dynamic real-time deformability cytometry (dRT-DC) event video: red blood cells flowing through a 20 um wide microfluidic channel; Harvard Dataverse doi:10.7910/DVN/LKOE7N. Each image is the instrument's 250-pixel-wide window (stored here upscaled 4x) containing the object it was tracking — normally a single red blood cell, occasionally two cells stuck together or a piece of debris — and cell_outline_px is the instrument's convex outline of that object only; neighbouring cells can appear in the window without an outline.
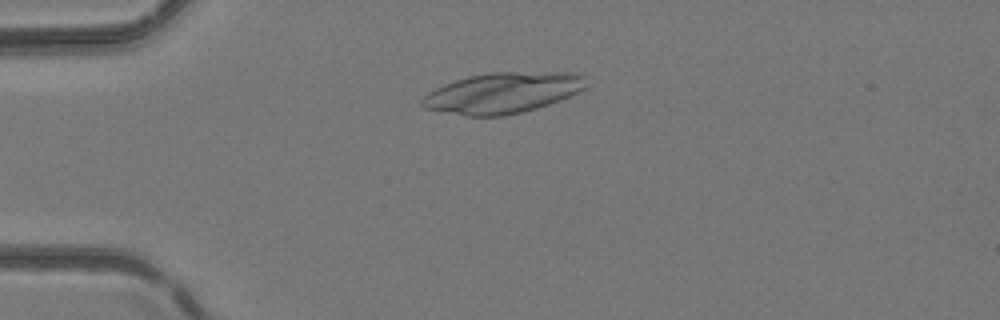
{"species": "common noctule bat (a hibernating species)", "species_latin": "Nyctalus noctula", "temperature_condition": "room temperature", "stored_images_in_passage": 2, "camera_frame_rate_fps": 3000, "um_per_image_px": 0.085, "animal": {"sex": "female", "body_mass_g": 24.6, "forearm_length_mm": 56.2}, "frame": {"image": 1, "passage_image": 2, "time_ms": 0.333, "image_size_px": [1000, 320], "cell_outline_px": [[584, 88], [568, 96], [548, 104], [536, 108], [520, 112], [500, 116], [468, 116], [424, 108], [420, 104], [420, 100], [428, 92], [444, 84], [468, 76], [488, 72], [572, 72], [584, 76]], "centroid_in_image_um": [42.67, 7.88], "position_along_channel_um": 42.3, "area_um2": 38.55}}